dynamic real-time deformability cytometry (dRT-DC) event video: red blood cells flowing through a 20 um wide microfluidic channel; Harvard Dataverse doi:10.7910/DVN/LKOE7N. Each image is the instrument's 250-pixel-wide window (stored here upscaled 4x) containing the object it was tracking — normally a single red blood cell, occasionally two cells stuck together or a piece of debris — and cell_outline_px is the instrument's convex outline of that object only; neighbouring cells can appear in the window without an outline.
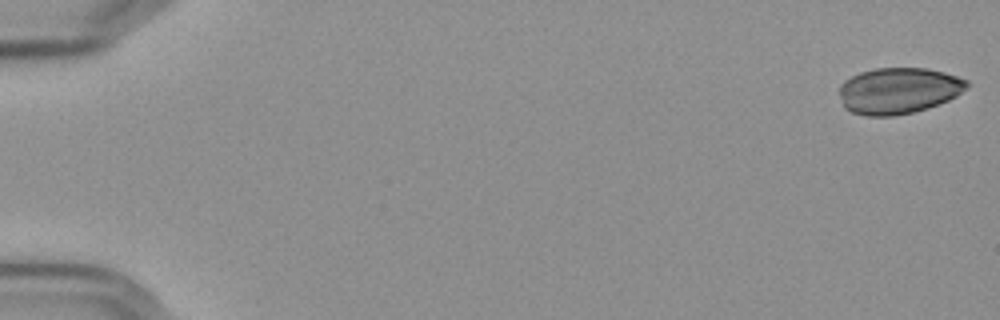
{"species": "Egyptian fruit bat (a non-hibernating species)", "species_latin": "Rousettus aegyptiacus", "temperature_condition": "cold", "stored_images_in_passage": 57, "camera_frame_rate_fps": 3000, "um_per_image_px": 0.085, "frame": {"image": 1, "passage_image": 1, "time_ms": 0.0, "image_size_px": [1000, 320], "cell_outline_px": [[968, 88], [956, 96], [948, 100], [928, 108], [912, 112], [892, 116], [864, 116], [852, 112], [844, 108], [840, 96], [840, 84], [844, 80], [860, 72], [872, 68], [928, 68], [944, 72], [968, 80]], "centroid_in_image_um": [76.36, 7.7], "position_along_channel_um": 8.6, "area_um2": 34.51}}
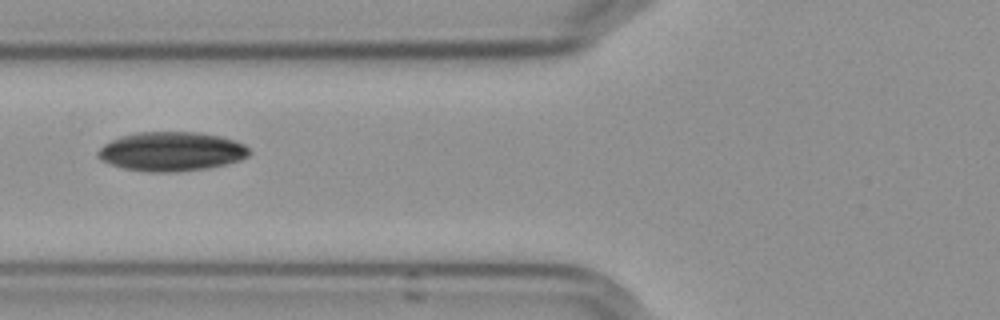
{"frame": {"image": 2, "passage_image": 23, "time_ms": 7.333, "image_size_px": [1000, 320], "cell_outline_px": [[252, 152], [248, 156], [240, 160], [224, 164], [204, 168], [176, 172], [148, 172], [124, 168], [100, 160], [96, 156], [96, 152], [104, 144], [120, 136], [136, 132], [200, 132], [220, 136], [236, 140], [244, 144]], "centroid_in_image_um": [14.56, 12.86], "position_along_channel_um": 111.2, "area_um2": 34.62}}
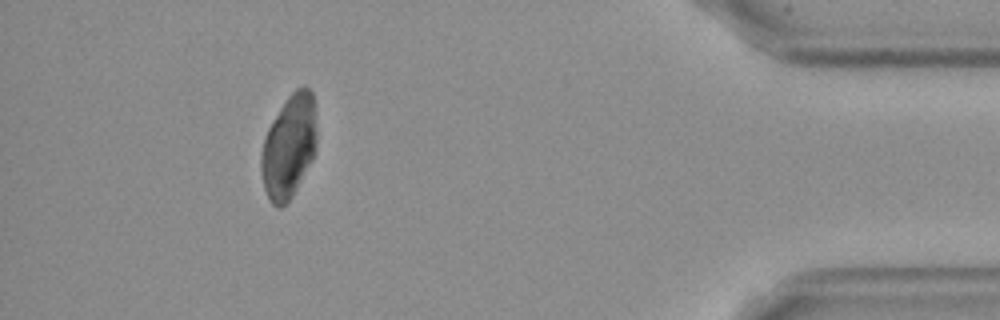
{"frame": {"image": 3, "passage_image": 52, "time_ms": 17.0, "image_size_px": [1000, 320], "cell_outline_px": [[316, 152], [312, 160], [292, 196], [280, 208], [276, 208], [268, 200], [264, 188], [260, 168], [260, 156], [264, 136], [268, 128], [280, 108], [288, 96], [296, 88], [304, 84], [312, 92], [316, 112]], "centroid_in_image_um": [24.56, 12.44], "position_along_channel_um": 410.6, "area_um2": 33.81}}